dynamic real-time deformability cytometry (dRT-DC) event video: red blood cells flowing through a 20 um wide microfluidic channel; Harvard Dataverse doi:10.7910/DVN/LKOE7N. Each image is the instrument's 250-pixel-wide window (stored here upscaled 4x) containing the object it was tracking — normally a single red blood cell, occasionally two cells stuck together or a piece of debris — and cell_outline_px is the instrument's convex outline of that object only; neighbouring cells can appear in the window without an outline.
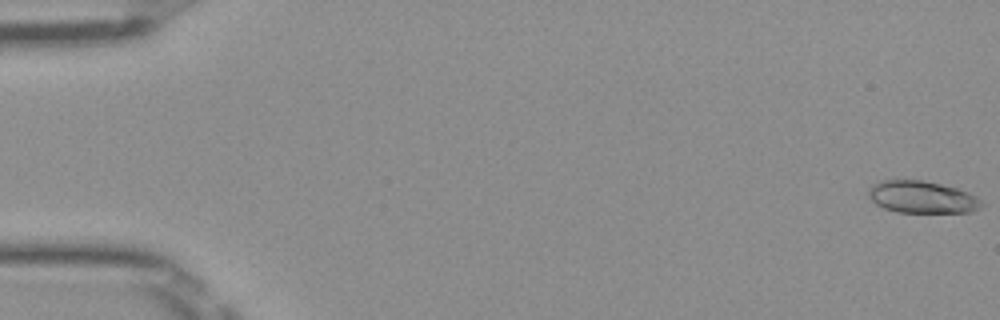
{"species": "Egyptian fruit bat (a non-hibernating species)", "species_latin": "Rousettus aegyptiacus", "temperature_condition": "room temperature", "stored_images_in_passage": 51, "camera_frame_rate_fps": 3000, "um_per_image_px": 0.085, "frame": {"image": 1, "passage_image": 1, "time_ms": 0.0, "image_size_px": [1000, 320], "cell_outline_px": [[984, 204], [980, 208], [972, 212], [896, 212], [884, 208], [876, 204], [868, 196], [868, 192], [872, 184], [880, 180], [924, 180], [956, 188], [968, 192], [976, 196]], "centroid_in_image_um": [78.37, 16.75], "position_along_channel_um": 6.6, "area_um2": 21.21}}
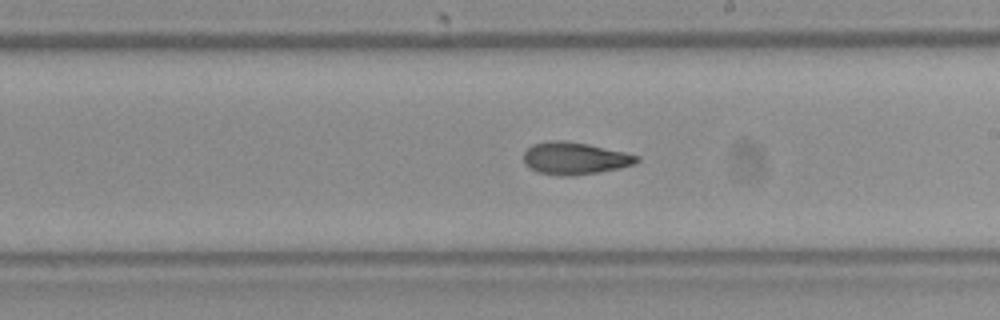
{"frame": {"image": 2, "passage_image": 30, "time_ms": 9.667, "image_size_px": [1000, 320], "cell_outline_px": [[640, 160], [636, 164], [620, 168], [600, 172], [572, 176], [560, 176], [536, 172], [528, 168], [524, 164], [524, 152], [532, 144], [548, 140], [564, 140], [588, 144], [624, 152], [640, 156]], "centroid_in_image_um": [48.84, 13.46], "position_along_channel_um": 240.2, "area_um2": 21.62}}
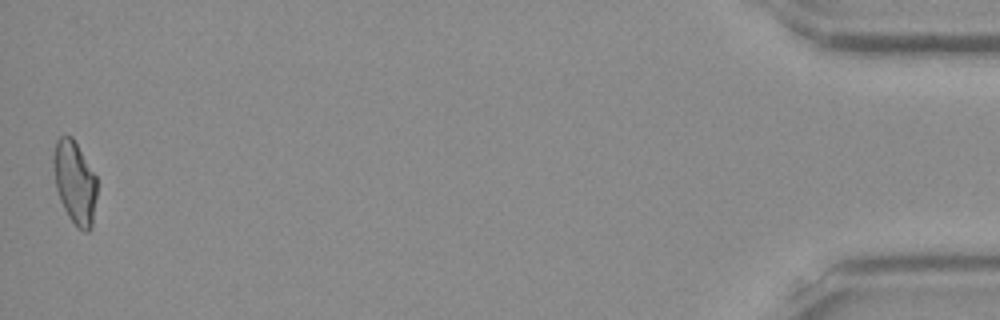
{"frame": {"image": 3, "passage_image": 51, "time_ms": 16.667, "image_size_px": [1000, 320], "cell_outline_px": [[96, 196], [92, 228], [88, 232], [84, 232], [68, 216], [60, 200], [56, 188], [52, 164], [52, 156], [56, 140], [60, 136], [72, 136], [96, 176]], "centroid_in_image_um": [6.34, 15.48], "position_along_channel_um": 428.9, "area_um2": 20.98}, "authors_computed_cell_mechanics": {"area_um2": 21.1548, "velocity_mm_per_s": 4.0143, "shape_relaxation_time_tau1_ms": 5.4463, "shape_relaxation_time_tau2_ms": 2.6385, "deformation_change_tau1": 0.1618, "deformation_change_tau2": 0.1}}